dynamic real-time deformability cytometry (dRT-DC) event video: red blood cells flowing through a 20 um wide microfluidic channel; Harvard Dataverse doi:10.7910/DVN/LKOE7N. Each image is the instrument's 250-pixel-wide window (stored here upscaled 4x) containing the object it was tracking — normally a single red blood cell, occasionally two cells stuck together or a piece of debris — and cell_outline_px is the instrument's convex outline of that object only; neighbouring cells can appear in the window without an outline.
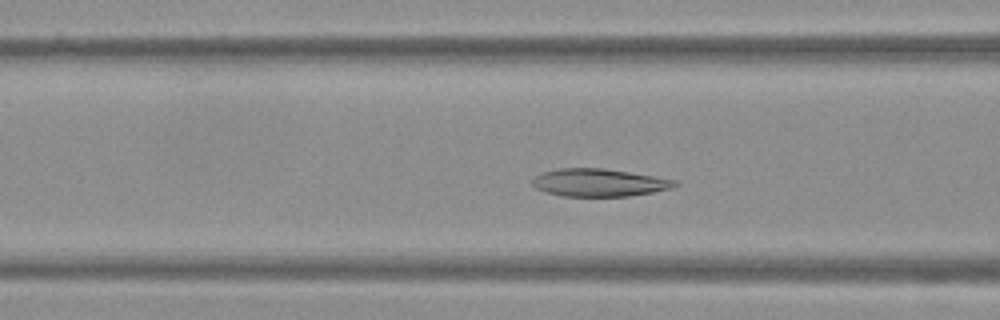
{"species": "Egyptian fruit bat (a non-hibernating species)", "species_latin": "Rousettus aegyptiacus", "temperature_condition": "warm", "stored_images_in_passage": 48, "camera_frame_rate_fps": 3000, "um_per_image_px": 0.085, "frame": {"image": 1, "passage_image": 16, "time_ms": 5.0, "image_size_px": [1000, 320], "cell_outline_px": [[680, 184], [672, 188], [652, 192], [628, 196], [564, 196], [544, 192], [536, 188], [532, 184], [532, 180], [540, 172], [560, 168], [600, 168], [628, 172], [676, 180]], "centroid_in_image_um": [50.89, 15.52], "position_along_channel_um": 115.7, "area_um2": 22.89}}
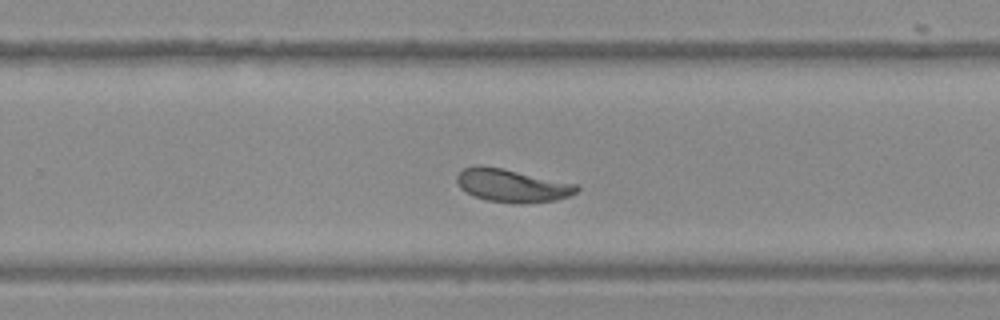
{"frame": {"image": 2, "passage_image": 29, "time_ms": 9.333, "image_size_px": [1000, 320], "cell_outline_px": [[580, 188], [572, 196], [556, 200], [484, 200], [460, 188], [456, 180], [456, 176], [464, 168], [476, 164], [480, 164], [504, 168], [576, 184]], "centroid_in_image_um": [43.49, 15.7], "position_along_channel_um": 286.3, "area_um2": 22.2}}
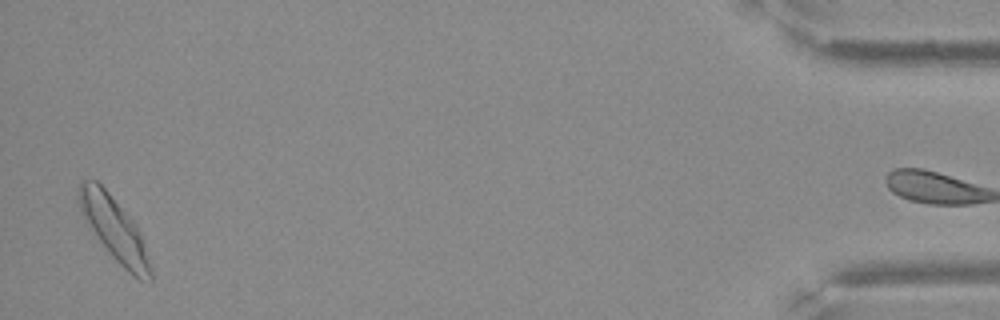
{"frame": {"image": 3, "passage_image": 46, "time_ms": 15.0, "image_size_px": [1000, 320], "cell_outline_px": [[152, 284], [140, 280], [132, 276], [108, 252], [84, 220], [80, 212], [76, 196], [80, 180], [96, 180], [108, 192], [136, 224], [140, 232], [152, 264]], "centroid_in_image_um": [9.72, 19.49], "position_along_channel_um": 425.5, "area_um2": 26.82}}